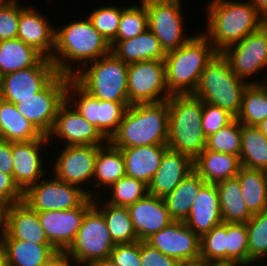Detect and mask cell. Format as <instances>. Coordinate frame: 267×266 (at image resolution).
Masks as SVG:
<instances>
[{"mask_svg":"<svg viewBox=\"0 0 267 266\" xmlns=\"http://www.w3.org/2000/svg\"><path fill=\"white\" fill-rule=\"evenodd\" d=\"M88 266H117L110 257L103 258L101 260L94 261Z\"/></svg>","mask_w":267,"mask_h":266,"instance_id":"56","label":"cell"},{"mask_svg":"<svg viewBox=\"0 0 267 266\" xmlns=\"http://www.w3.org/2000/svg\"><path fill=\"white\" fill-rule=\"evenodd\" d=\"M44 56L19 38L0 41V77L36 66Z\"/></svg>","mask_w":267,"mask_h":266,"instance_id":"31","label":"cell"},{"mask_svg":"<svg viewBox=\"0 0 267 266\" xmlns=\"http://www.w3.org/2000/svg\"><path fill=\"white\" fill-rule=\"evenodd\" d=\"M258 11L267 19V0H251Z\"/></svg>","mask_w":267,"mask_h":266,"instance_id":"55","label":"cell"},{"mask_svg":"<svg viewBox=\"0 0 267 266\" xmlns=\"http://www.w3.org/2000/svg\"><path fill=\"white\" fill-rule=\"evenodd\" d=\"M93 206L89 197L81 206L60 211L38 212V217L50 244L57 251H66L81 227L85 213Z\"/></svg>","mask_w":267,"mask_h":266,"instance_id":"17","label":"cell"},{"mask_svg":"<svg viewBox=\"0 0 267 266\" xmlns=\"http://www.w3.org/2000/svg\"><path fill=\"white\" fill-rule=\"evenodd\" d=\"M48 141L50 140L44 135L27 142H12L13 179L23 192L36 184L46 173L40 152L41 146L48 144Z\"/></svg>","mask_w":267,"mask_h":266,"instance_id":"20","label":"cell"},{"mask_svg":"<svg viewBox=\"0 0 267 266\" xmlns=\"http://www.w3.org/2000/svg\"><path fill=\"white\" fill-rule=\"evenodd\" d=\"M169 110V149L194 160L206 148L202 130L203 101L193 94H174L167 100Z\"/></svg>","mask_w":267,"mask_h":266,"instance_id":"5","label":"cell"},{"mask_svg":"<svg viewBox=\"0 0 267 266\" xmlns=\"http://www.w3.org/2000/svg\"><path fill=\"white\" fill-rule=\"evenodd\" d=\"M1 228L14 240L50 243L41 226L38 212L23 201L4 208Z\"/></svg>","mask_w":267,"mask_h":266,"instance_id":"23","label":"cell"},{"mask_svg":"<svg viewBox=\"0 0 267 266\" xmlns=\"http://www.w3.org/2000/svg\"><path fill=\"white\" fill-rule=\"evenodd\" d=\"M184 223L200 238L213 227L223 223L216 184L206 183L200 189Z\"/></svg>","mask_w":267,"mask_h":266,"instance_id":"25","label":"cell"},{"mask_svg":"<svg viewBox=\"0 0 267 266\" xmlns=\"http://www.w3.org/2000/svg\"><path fill=\"white\" fill-rule=\"evenodd\" d=\"M146 242L178 262L200 257V237L183 221H172Z\"/></svg>","mask_w":267,"mask_h":266,"instance_id":"19","label":"cell"},{"mask_svg":"<svg viewBox=\"0 0 267 266\" xmlns=\"http://www.w3.org/2000/svg\"><path fill=\"white\" fill-rule=\"evenodd\" d=\"M246 223H226V260L239 261L249 266Z\"/></svg>","mask_w":267,"mask_h":266,"instance_id":"43","label":"cell"},{"mask_svg":"<svg viewBox=\"0 0 267 266\" xmlns=\"http://www.w3.org/2000/svg\"><path fill=\"white\" fill-rule=\"evenodd\" d=\"M267 118V82L248 84L242 95L239 114L236 119L241 124L257 126Z\"/></svg>","mask_w":267,"mask_h":266,"instance_id":"38","label":"cell"},{"mask_svg":"<svg viewBox=\"0 0 267 266\" xmlns=\"http://www.w3.org/2000/svg\"><path fill=\"white\" fill-rule=\"evenodd\" d=\"M98 150L95 145L65 146L53 164V176L83 189L82 183L94 177Z\"/></svg>","mask_w":267,"mask_h":266,"instance_id":"18","label":"cell"},{"mask_svg":"<svg viewBox=\"0 0 267 266\" xmlns=\"http://www.w3.org/2000/svg\"><path fill=\"white\" fill-rule=\"evenodd\" d=\"M193 170V160L189 156L167 148L158 170L148 185V194L164 198Z\"/></svg>","mask_w":267,"mask_h":266,"instance_id":"22","label":"cell"},{"mask_svg":"<svg viewBox=\"0 0 267 266\" xmlns=\"http://www.w3.org/2000/svg\"><path fill=\"white\" fill-rule=\"evenodd\" d=\"M242 124L234 118L218 132L206 138V149L225 154L240 155Z\"/></svg>","mask_w":267,"mask_h":266,"instance_id":"39","label":"cell"},{"mask_svg":"<svg viewBox=\"0 0 267 266\" xmlns=\"http://www.w3.org/2000/svg\"><path fill=\"white\" fill-rule=\"evenodd\" d=\"M248 84H259V81L247 82L238 78L227 59L217 53L203 70L193 95L205 103L219 106L236 118Z\"/></svg>","mask_w":267,"mask_h":266,"instance_id":"6","label":"cell"},{"mask_svg":"<svg viewBox=\"0 0 267 266\" xmlns=\"http://www.w3.org/2000/svg\"><path fill=\"white\" fill-rule=\"evenodd\" d=\"M205 266H247L242 262L233 260H205Z\"/></svg>","mask_w":267,"mask_h":266,"instance_id":"53","label":"cell"},{"mask_svg":"<svg viewBox=\"0 0 267 266\" xmlns=\"http://www.w3.org/2000/svg\"><path fill=\"white\" fill-rule=\"evenodd\" d=\"M66 251H56L41 266H74Z\"/></svg>","mask_w":267,"mask_h":266,"instance_id":"52","label":"cell"},{"mask_svg":"<svg viewBox=\"0 0 267 266\" xmlns=\"http://www.w3.org/2000/svg\"><path fill=\"white\" fill-rule=\"evenodd\" d=\"M108 192L112 195L105 202L115 206L128 207L148 194V185L125 175L115 182Z\"/></svg>","mask_w":267,"mask_h":266,"instance_id":"40","label":"cell"},{"mask_svg":"<svg viewBox=\"0 0 267 266\" xmlns=\"http://www.w3.org/2000/svg\"><path fill=\"white\" fill-rule=\"evenodd\" d=\"M17 0L0 5V41L17 38L20 12L24 7Z\"/></svg>","mask_w":267,"mask_h":266,"instance_id":"46","label":"cell"},{"mask_svg":"<svg viewBox=\"0 0 267 266\" xmlns=\"http://www.w3.org/2000/svg\"><path fill=\"white\" fill-rule=\"evenodd\" d=\"M242 1L212 0L207 4V28L203 34L218 53L267 23L251 0Z\"/></svg>","mask_w":267,"mask_h":266,"instance_id":"1","label":"cell"},{"mask_svg":"<svg viewBox=\"0 0 267 266\" xmlns=\"http://www.w3.org/2000/svg\"><path fill=\"white\" fill-rule=\"evenodd\" d=\"M221 54L238 78L245 81V78L256 75L267 67V23L238 43L228 46Z\"/></svg>","mask_w":267,"mask_h":266,"instance_id":"15","label":"cell"},{"mask_svg":"<svg viewBox=\"0 0 267 266\" xmlns=\"http://www.w3.org/2000/svg\"><path fill=\"white\" fill-rule=\"evenodd\" d=\"M122 7L103 6L96 8L89 15V19L93 27L111 44L117 37L120 18L122 15Z\"/></svg>","mask_w":267,"mask_h":266,"instance_id":"44","label":"cell"},{"mask_svg":"<svg viewBox=\"0 0 267 266\" xmlns=\"http://www.w3.org/2000/svg\"><path fill=\"white\" fill-rule=\"evenodd\" d=\"M206 182L193 170L179 185L163 199L173 221H185L193 200Z\"/></svg>","mask_w":267,"mask_h":266,"instance_id":"33","label":"cell"},{"mask_svg":"<svg viewBox=\"0 0 267 266\" xmlns=\"http://www.w3.org/2000/svg\"><path fill=\"white\" fill-rule=\"evenodd\" d=\"M167 148V145L120 148L123 154L126 176L149 185Z\"/></svg>","mask_w":267,"mask_h":266,"instance_id":"26","label":"cell"},{"mask_svg":"<svg viewBox=\"0 0 267 266\" xmlns=\"http://www.w3.org/2000/svg\"><path fill=\"white\" fill-rule=\"evenodd\" d=\"M12 142L0 138V171L13 176Z\"/></svg>","mask_w":267,"mask_h":266,"instance_id":"51","label":"cell"},{"mask_svg":"<svg viewBox=\"0 0 267 266\" xmlns=\"http://www.w3.org/2000/svg\"><path fill=\"white\" fill-rule=\"evenodd\" d=\"M114 246L103 214L93 205L85 213L81 227L66 253L76 264L74 266H88L109 257Z\"/></svg>","mask_w":267,"mask_h":266,"instance_id":"8","label":"cell"},{"mask_svg":"<svg viewBox=\"0 0 267 266\" xmlns=\"http://www.w3.org/2000/svg\"><path fill=\"white\" fill-rule=\"evenodd\" d=\"M59 73L54 63L44 57L36 66L0 77V99L19 103V99L41 92Z\"/></svg>","mask_w":267,"mask_h":266,"instance_id":"14","label":"cell"},{"mask_svg":"<svg viewBox=\"0 0 267 266\" xmlns=\"http://www.w3.org/2000/svg\"><path fill=\"white\" fill-rule=\"evenodd\" d=\"M52 177L40 179L23 192V202L36 212L69 210L81 206L89 197H97L90 189Z\"/></svg>","mask_w":267,"mask_h":266,"instance_id":"10","label":"cell"},{"mask_svg":"<svg viewBox=\"0 0 267 266\" xmlns=\"http://www.w3.org/2000/svg\"><path fill=\"white\" fill-rule=\"evenodd\" d=\"M139 241H146L173 220L161 197L147 194L127 207Z\"/></svg>","mask_w":267,"mask_h":266,"instance_id":"21","label":"cell"},{"mask_svg":"<svg viewBox=\"0 0 267 266\" xmlns=\"http://www.w3.org/2000/svg\"><path fill=\"white\" fill-rule=\"evenodd\" d=\"M44 135L17 110L15 104L0 99V138L8 142H27Z\"/></svg>","mask_w":267,"mask_h":266,"instance_id":"30","label":"cell"},{"mask_svg":"<svg viewBox=\"0 0 267 266\" xmlns=\"http://www.w3.org/2000/svg\"><path fill=\"white\" fill-rule=\"evenodd\" d=\"M223 222L247 223L252 214L246 207L238 179L231 178L216 184Z\"/></svg>","mask_w":267,"mask_h":266,"instance_id":"34","label":"cell"},{"mask_svg":"<svg viewBox=\"0 0 267 266\" xmlns=\"http://www.w3.org/2000/svg\"><path fill=\"white\" fill-rule=\"evenodd\" d=\"M181 0L146 4L148 29L158 38L165 53L176 50L193 36L184 34Z\"/></svg>","mask_w":267,"mask_h":266,"instance_id":"13","label":"cell"},{"mask_svg":"<svg viewBox=\"0 0 267 266\" xmlns=\"http://www.w3.org/2000/svg\"><path fill=\"white\" fill-rule=\"evenodd\" d=\"M41 14L34 7H24L20 12L17 38L50 59L55 47L56 28Z\"/></svg>","mask_w":267,"mask_h":266,"instance_id":"24","label":"cell"},{"mask_svg":"<svg viewBox=\"0 0 267 266\" xmlns=\"http://www.w3.org/2000/svg\"><path fill=\"white\" fill-rule=\"evenodd\" d=\"M66 100L87 122L95 126L107 141H110L118 131L125 111L130 106L129 102L97 99L82 89L72 78L66 87Z\"/></svg>","mask_w":267,"mask_h":266,"instance_id":"9","label":"cell"},{"mask_svg":"<svg viewBox=\"0 0 267 266\" xmlns=\"http://www.w3.org/2000/svg\"><path fill=\"white\" fill-rule=\"evenodd\" d=\"M235 117L228 111L209 103L203 102L202 130L206 137L218 132L229 124Z\"/></svg>","mask_w":267,"mask_h":266,"instance_id":"47","label":"cell"},{"mask_svg":"<svg viewBox=\"0 0 267 266\" xmlns=\"http://www.w3.org/2000/svg\"><path fill=\"white\" fill-rule=\"evenodd\" d=\"M178 266H205V259L198 257L191 260H183L178 263Z\"/></svg>","mask_w":267,"mask_h":266,"instance_id":"54","label":"cell"},{"mask_svg":"<svg viewBox=\"0 0 267 266\" xmlns=\"http://www.w3.org/2000/svg\"><path fill=\"white\" fill-rule=\"evenodd\" d=\"M200 257L226 260V222L213 227L200 238Z\"/></svg>","mask_w":267,"mask_h":266,"instance_id":"45","label":"cell"},{"mask_svg":"<svg viewBox=\"0 0 267 266\" xmlns=\"http://www.w3.org/2000/svg\"><path fill=\"white\" fill-rule=\"evenodd\" d=\"M258 129L267 137V118L257 125Z\"/></svg>","mask_w":267,"mask_h":266,"instance_id":"58","label":"cell"},{"mask_svg":"<svg viewBox=\"0 0 267 266\" xmlns=\"http://www.w3.org/2000/svg\"><path fill=\"white\" fill-rule=\"evenodd\" d=\"M0 231V243L9 266H41L57 251L50 243L14 240L2 228Z\"/></svg>","mask_w":267,"mask_h":266,"instance_id":"29","label":"cell"},{"mask_svg":"<svg viewBox=\"0 0 267 266\" xmlns=\"http://www.w3.org/2000/svg\"><path fill=\"white\" fill-rule=\"evenodd\" d=\"M122 8L117 37L114 41H123L137 37L148 30V15L145 5Z\"/></svg>","mask_w":267,"mask_h":266,"instance_id":"42","label":"cell"},{"mask_svg":"<svg viewBox=\"0 0 267 266\" xmlns=\"http://www.w3.org/2000/svg\"><path fill=\"white\" fill-rule=\"evenodd\" d=\"M236 178L249 212L257 214L267 210V172L241 167Z\"/></svg>","mask_w":267,"mask_h":266,"instance_id":"35","label":"cell"},{"mask_svg":"<svg viewBox=\"0 0 267 266\" xmlns=\"http://www.w3.org/2000/svg\"><path fill=\"white\" fill-rule=\"evenodd\" d=\"M111 52L124 63L164 60L166 53L158 38L148 29L132 39L113 41Z\"/></svg>","mask_w":267,"mask_h":266,"instance_id":"28","label":"cell"},{"mask_svg":"<svg viewBox=\"0 0 267 266\" xmlns=\"http://www.w3.org/2000/svg\"><path fill=\"white\" fill-rule=\"evenodd\" d=\"M94 198L93 205L103 214L114 244L139 241L127 207L115 206L107 202L99 204L96 197Z\"/></svg>","mask_w":267,"mask_h":266,"instance_id":"37","label":"cell"},{"mask_svg":"<svg viewBox=\"0 0 267 266\" xmlns=\"http://www.w3.org/2000/svg\"><path fill=\"white\" fill-rule=\"evenodd\" d=\"M109 257L117 266H141L140 241L115 244Z\"/></svg>","mask_w":267,"mask_h":266,"instance_id":"48","label":"cell"},{"mask_svg":"<svg viewBox=\"0 0 267 266\" xmlns=\"http://www.w3.org/2000/svg\"><path fill=\"white\" fill-rule=\"evenodd\" d=\"M127 78L130 105L159 103L171 97L166 84L164 60L130 63Z\"/></svg>","mask_w":267,"mask_h":266,"instance_id":"11","label":"cell"},{"mask_svg":"<svg viewBox=\"0 0 267 266\" xmlns=\"http://www.w3.org/2000/svg\"><path fill=\"white\" fill-rule=\"evenodd\" d=\"M60 27L55 29V47L50 58L59 74L72 77L78 69L74 62H83L82 68L111 52L110 44L93 27L88 17Z\"/></svg>","mask_w":267,"mask_h":266,"instance_id":"2","label":"cell"},{"mask_svg":"<svg viewBox=\"0 0 267 266\" xmlns=\"http://www.w3.org/2000/svg\"><path fill=\"white\" fill-rule=\"evenodd\" d=\"M88 65H90L88 67ZM128 65L112 52L78 67L72 79L87 93L103 101H128ZM81 69V70H80Z\"/></svg>","mask_w":267,"mask_h":266,"instance_id":"7","label":"cell"},{"mask_svg":"<svg viewBox=\"0 0 267 266\" xmlns=\"http://www.w3.org/2000/svg\"><path fill=\"white\" fill-rule=\"evenodd\" d=\"M217 53L201 32L183 46L166 53L164 63L169 93L193 94L203 70Z\"/></svg>","mask_w":267,"mask_h":266,"instance_id":"4","label":"cell"},{"mask_svg":"<svg viewBox=\"0 0 267 266\" xmlns=\"http://www.w3.org/2000/svg\"><path fill=\"white\" fill-rule=\"evenodd\" d=\"M0 266H9L2 244L0 243Z\"/></svg>","mask_w":267,"mask_h":266,"instance_id":"57","label":"cell"},{"mask_svg":"<svg viewBox=\"0 0 267 266\" xmlns=\"http://www.w3.org/2000/svg\"><path fill=\"white\" fill-rule=\"evenodd\" d=\"M4 207L0 204V228L3 224Z\"/></svg>","mask_w":267,"mask_h":266,"instance_id":"60","label":"cell"},{"mask_svg":"<svg viewBox=\"0 0 267 266\" xmlns=\"http://www.w3.org/2000/svg\"><path fill=\"white\" fill-rule=\"evenodd\" d=\"M69 105L65 100L59 106L53 128L47 135L48 139L60 138L64 143L66 142L65 146L104 145L107 140L97 128L87 122L72 105Z\"/></svg>","mask_w":267,"mask_h":266,"instance_id":"16","label":"cell"},{"mask_svg":"<svg viewBox=\"0 0 267 266\" xmlns=\"http://www.w3.org/2000/svg\"><path fill=\"white\" fill-rule=\"evenodd\" d=\"M241 166L267 172V137L255 125L242 124Z\"/></svg>","mask_w":267,"mask_h":266,"instance_id":"36","label":"cell"},{"mask_svg":"<svg viewBox=\"0 0 267 266\" xmlns=\"http://www.w3.org/2000/svg\"><path fill=\"white\" fill-rule=\"evenodd\" d=\"M168 128L167 100L130 105L110 142L117 148L167 145Z\"/></svg>","mask_w":267,"mask_h":266,"instance_id":"3","label":"cell"},{"mask_svg":"<svg viewBox=\"0 0 267 266\" xmlns=\"http://www.w3.org/2000/svg\"><path fill=\"white\" fill-rule=\"evenodd\" d=\"M194 171L209 184L235 178L240 171V157L204 149L194 160Z\"/></svg>","mask_w":267,"mask_h":266,"instance_id":"27","label":"cell"},{"mask_svg":"<svg viewBox=\"0 0 267 266\" xmlns=\"http://www.w3.org/2000/svg\"><path fill=\"white\" fill-rule=\"evenodd\" d=\"M125 175L124 159L120 148L115 147L110 141L105 145H99L93 177L96 181L94 187H98V190L101 188L105 190V187L108 189Z\"/></svg>","mask_w":267,"mask_h":266,"instance_id":"32","label":"cell"},{"mask_svg":"<svg viewBox=\"0 0 267 266\" xmlns=\"http://www.w3.org/2000/svg\"><path fill=\"white\" fill-rule=\"evenodd\" d=\"M163 1H175V0H141V5H146L151 2H163Z\"/></svg>","mask_w":267,"mask_h":266,"instance_id":"59","label":"cell"},{"mask_svg":"<svg viewBox=\"0 0 267 266\" xmlns=\"http://www.w3.org/2000/svg\"><path fill=\"white\" fill-rule=\"evenodd\" d=\"M141 266H178V261L161 253L146 241H140Z\"/></svg>","mask_w":267,"mask_h":266,"instance_id":"49","label":"cell"},{"mask_svg":"<svg viewBox=\"0 0 267 266\" xmlns=\"http://www.w3.org/2000/svg\"><path fill=\"white\" fill-rule=\"evenodd\" d=\"M23 201V191L19 188L12 175L0 171V204L5 208Z\"/></svg>","mask_w":267,"mask_h":266,"instance_id":"50","label":"cell"},{"mask_svg":"<svg viewBox=\"0 0 267 266\" xmlns=\"http://www.w3.org/2000/svg\"><path fill=\"white\" fill-rule=\"evenodd\" d=\"M72 77L58 74L41 92L19 99L15 106L43 135H48L55 123L59 106L66 100V87Z\"/></svg>","mask_w":267,"mask_h":266,"instance_id":"12","label":"cell"},{"mask_svg":"<svg viewBox=\"0 0 267 266\" xmlns=\"http://www.w3.org/2000/svg\"><path fill=\"white\" fill-rule=\"evenodd\" d=\"M9 0H0V5L7 3Z\"/></svg>","mask_w":267,"mask_h":266,"instance_id":"61","label":"cell"},{"mask_svg":"<svg viewBox=\"0 0 267 266\" xmlns=\"http://www.w3.org/2000/svg\"><path fill=\"white\" fill-rule=\"evenodd\" d=\"M246 227L250 265L267 256V210L253 214Z\"/></svg>","mask_w":267,"mask_h":266,"instance_id":"41","label":"cell"}]
</instances>
